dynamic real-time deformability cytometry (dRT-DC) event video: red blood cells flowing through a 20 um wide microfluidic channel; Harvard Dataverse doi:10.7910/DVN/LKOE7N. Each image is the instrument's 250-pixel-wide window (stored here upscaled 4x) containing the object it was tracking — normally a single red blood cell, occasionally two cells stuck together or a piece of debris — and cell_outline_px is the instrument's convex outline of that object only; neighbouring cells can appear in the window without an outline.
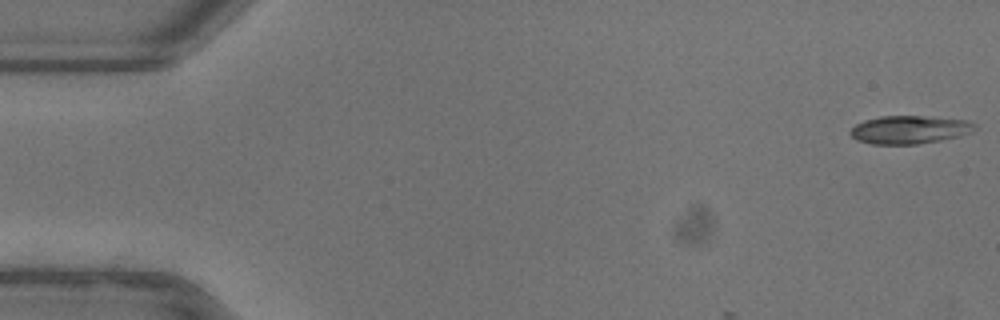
{"species": "common noctule bat (a hibernating species)", "species_latin": "Nyctalus noctula", "temperature_condition": "warm", "stored_images_in_passage": 7, "camera_frame_rate_fps": 3000, "um_per_image_px": 0.085, "animal": {"sex": "female"}, "frame": {"image": 1, "passage_image": 1, "time_ms": 0.0, "image_size_px": [1000, 320], "cell_outline_px": [[976, 128], [972, 132], [960, 136], [940, 140], [916, 144], [872, 144], [856, 140], [848, 132], [856, 124], [864, 120], [880, 116], [924, 116], [968, 120], [976, 124]], "centroid_in_image_um": [77.31, 11.02], "position_along_channel_um": 7.7, "area_um2": 20.46}}